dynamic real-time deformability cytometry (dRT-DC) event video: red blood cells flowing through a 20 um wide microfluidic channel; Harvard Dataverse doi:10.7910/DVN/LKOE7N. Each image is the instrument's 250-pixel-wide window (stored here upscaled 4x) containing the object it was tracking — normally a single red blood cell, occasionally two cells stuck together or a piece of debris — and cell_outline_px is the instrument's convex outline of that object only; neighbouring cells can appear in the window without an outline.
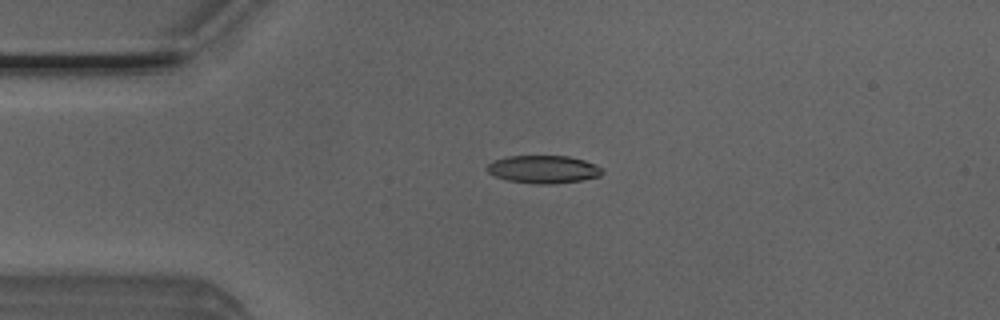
{"species": "Egyptian fruit bat (a non-hibernating species)", "species_latin": "Rousettus aegyptiacus", "temperature_condition": "room temperature", "stored_images_in_passage": 40, "camera_frame_rate_fps": 3000, "um_per_image_px": 0.085, "animal": {"sex": "male"}, "frame": {"image": 1, "passage_image": 1, "time_ms": 0.0, "image_size_px": [1000, 320], "cell_outline_px": [[604, 172], [600, 176], [580, 180], [552, 184], [536, 184], [508, 180], [496, 176], [488, 172], [488, 164], [496, 160], [508, 156], [568, 156], [584, 160], [600, 168]], "centroid_in_image_um": [46.2, 14.39], "position_along_channel_um": 38.8, "area_um2": 18.32}}
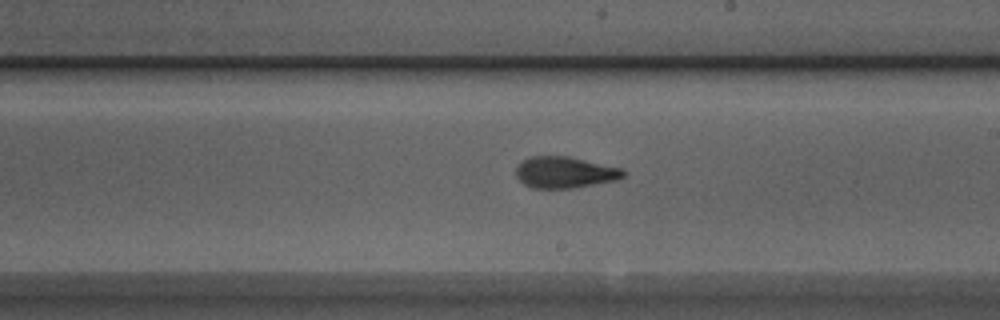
{"frame": {"image": 2, "passage_image": 18, "time_ms": 5.667, "image_size_px": [1000, 320], "cell_outline_px": [[624, 176], [616, 180], [572, 188], [532, 188], [524, 184], [516, 176], [516, 168], [524, 160], [532, 156], [568, 156], [624, 168]], "centroid_in_image_um": [48.02, 14.65], "position_along_channel_um": 241.0, "area_um2": 19.54}}
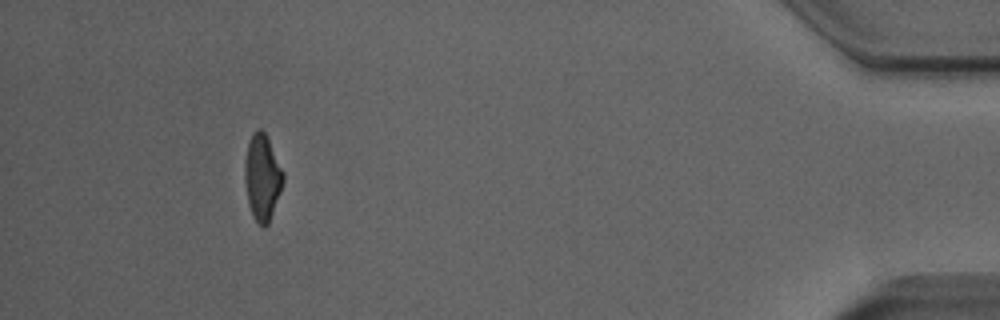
{"frame": {"image": 3, "passage_image": 36, "time_ms": 11.667, "image_size_px": [1000, 320], "cell_outline_px": [[284, 180], [280, 192], [268, 224], [264, 228], [256, 220], [248, 204], [244, 180], [244, 160], [248, 144], [252, 132], [256, 128], [260, 128], [264, 132], [284, 172]], "centroid_in_image_um": [22.27, 15.05], "position_along_channel_um": 412.9, "area_um2": 19.13}, "authors_computed_cell_mechanics": {"area_um2": 19.5364, "velocity_mm_per_s": 4.0316, "shape_relaxation_time_tau1_ms": 5.8398, "shape_relaxation_time_tau2_ms": 1.6938, "deformation_change_tau1": 0.1805, "deformation_change_tau2": 0.0918}}